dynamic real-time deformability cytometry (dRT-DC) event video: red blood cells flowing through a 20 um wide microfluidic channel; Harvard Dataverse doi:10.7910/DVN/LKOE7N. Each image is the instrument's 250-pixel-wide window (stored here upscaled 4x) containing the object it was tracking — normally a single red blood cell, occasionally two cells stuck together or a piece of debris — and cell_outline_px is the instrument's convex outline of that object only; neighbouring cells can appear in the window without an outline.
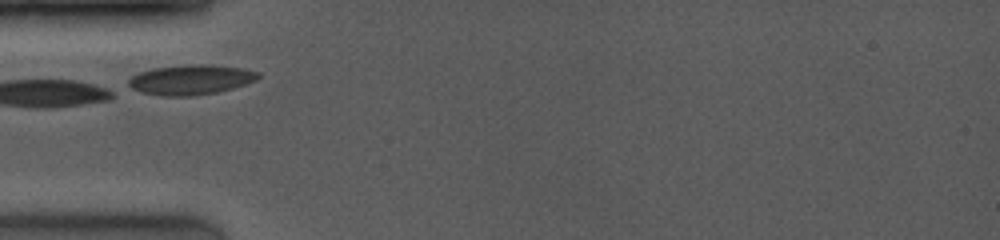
{"species": "common noctule bat (a hibernating species)", "species_latin": "Nyctalus noctula", "temperature_condition": "room temperature", "stored_images_in_passage": 25, "camera_frame_rate_fps": 4000, "um_per_image_px": 0.085, "animal": {"sex": "female", "body_mass_g": 19.0, "forearm_length_mm": 53.3}, "frame": {"image": 1, "passage_image": 1, "time_ms": 0.0, "image_size_px": [1000, 240], "cell_outline_px": [[260, 76], [256, 80], [232, 88], [216, 92], [192, 96], [160, 96], [140, 92], [132, 88], [128, 84], [128, 80], [136, 72], [152, 68], [188, 64], [208, 64], [244, 68], [260, 72]], "centroid_in_image_um": [16.19, 6.76], "position_along_channel_um": 68.8, "area_um2": 22.83}}
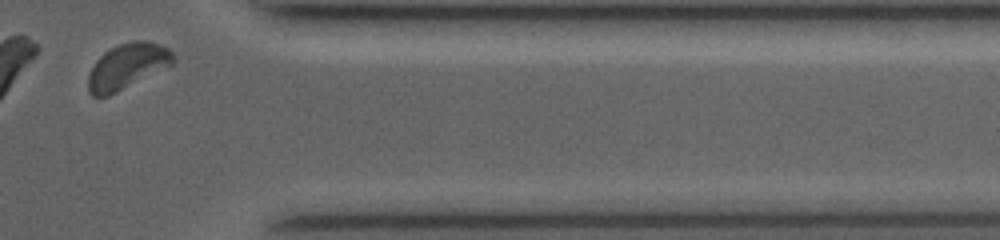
{"frame": {"image": 2, "passage_image": 25, "time_ms": 8.5, "image_size_px": [1000, 240], "cell_outline_px": [[176, 60], [172, 64], [108, 96], [92, 96], [88, 92], [88, 76], [96, 60], [104, 52], [120, 44], [132, 40], [148, 40], [160, 44], [168, 48], [176, 56]], "centroid_in_image_um": [10.82, 5.61], "position_along_channel_um": 400.6, "area_um2": 22.31}}